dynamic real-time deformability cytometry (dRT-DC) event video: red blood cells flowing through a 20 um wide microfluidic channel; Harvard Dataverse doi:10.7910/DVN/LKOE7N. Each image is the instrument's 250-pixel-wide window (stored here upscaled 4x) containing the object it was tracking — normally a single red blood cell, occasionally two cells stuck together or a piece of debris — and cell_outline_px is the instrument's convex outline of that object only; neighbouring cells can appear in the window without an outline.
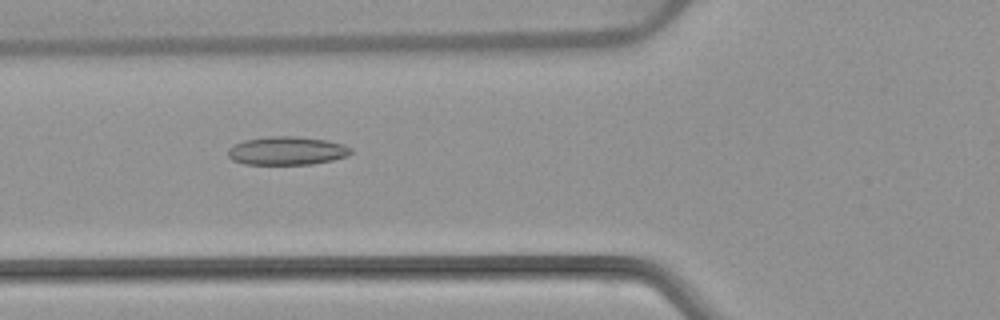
{"species": "common noctule bat (a hibernating species)", "species_latin": "Nyctalus noctula", "temperature_condition": "warm", "stored_images_in_passage": 30, "camera_frame_rate_fps": 3000, "um_per_image_px": 0.085, "animal": {"sex": "female", "body_mass_g": 22.7, "forearm_length_mm": 54.2}, "frame": {"image": 1, "passage_image": 5, "time_ms": 1.333, "image_size_px": [1000, 320], "cell_outline_px": [[352, 152], [348, 156], [332, 160], [312, 164], [244, 164], [232, 160], [228, 156], [228, 148], [244, 140], [268, 136], [296, 136], [328, 140], [344, 144], [352, 148]], "centroid_in_image_um": [24.41, 12.81], "position_along_channel_um": 101.4, "area_um2": 20.46}}
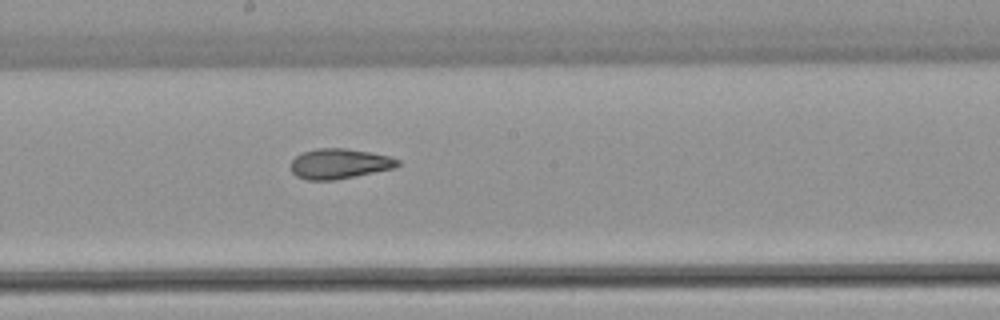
{"frame": {"image": 2, "passage_image": 14, "time_ms": 4.333, "image_size_px": [1000, 320], "cell_outline_px": [[400, 164], [396, 168], [332, 180], [308, 180], [296, 176], [292, 172], [292, 160], [296, 156], [304, 152], [316, 148], [344, 148], [368, 152], [388, 156], [400, 160]], "centroid_in_image_um": [28.85, 13.91], "position_along_channel_um": 219.3, "area_um2": 18.55}}
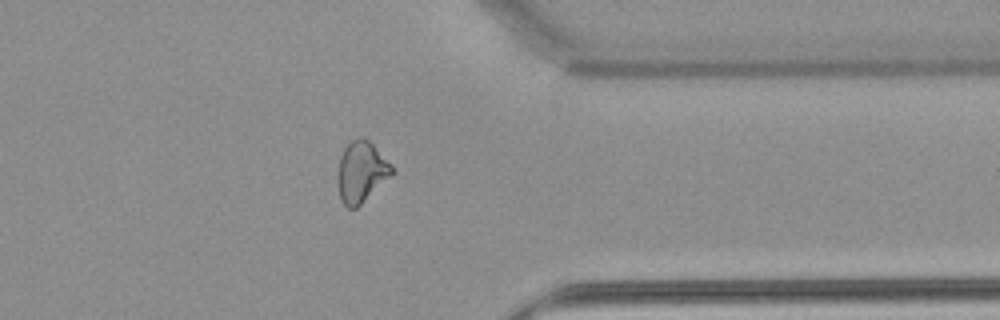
{"frame": {"image": 3, "passage_image": 27, "time_ms": 8.667, "image_size_px": [1000, 320], "cell_outline_px": [[396, 172], [392, 176], [356, 208], [348, 208], [340, 200], [336, 184], [336, 176], [340, 156], [344, 148], [352, 140], [360, 136], [364, 136], [392, 164]], "centroid_in_image_um": [30.7, 14.61], "position_along_channel_um": 380.7, "area_um2": 19.71}, "authors_computed_cell_mechanics": {"area_um2": 19.0162, "velocity_mm_per_s": 3.926, "shape_relaxation_time_tau1_ms": null, "shape_relaxation_time_tau2_ms": 1.8596, "deformation_change_tau1": null, "deformation_change_tau2": 0.0856}}